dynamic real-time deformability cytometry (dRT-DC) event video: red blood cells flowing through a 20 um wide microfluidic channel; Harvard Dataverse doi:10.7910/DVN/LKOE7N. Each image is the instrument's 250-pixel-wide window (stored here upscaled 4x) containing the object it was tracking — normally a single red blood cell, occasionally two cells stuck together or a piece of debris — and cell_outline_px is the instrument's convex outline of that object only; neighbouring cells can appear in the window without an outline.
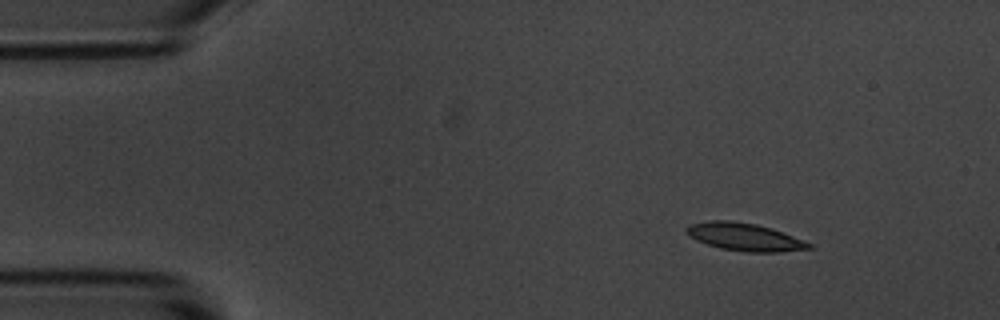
{"species": "common noctule bat (a hibernating species)", "species_latin": "Nyctalus noctula", "temperature_condition": "room temperature", "stored_images_in_passage": 3, "camera_frame_rate_fps": 3000, "um_per_image_px": 0.085, "animal": {"sex": "male", "body_mass_g": 20.1, "forearm_length_mm": 53.5}, "frame": {"image": 1, "passage_image": 1, "time_ms": 0.0, "image_size_px": [1000, 320], "cell_outline_px": [[812, 248], [780, 252], [744, 252], [720, 248], [696, 240], [688, 236], [684, 228], [688, 224], [708, 220], [732, 220], [756, 224], [772, 228], [812, 244]], "centroid_in_image_um": [63.23, 20.13], "position_along_channel_um": 21.8, "area_um2": 19.88}}